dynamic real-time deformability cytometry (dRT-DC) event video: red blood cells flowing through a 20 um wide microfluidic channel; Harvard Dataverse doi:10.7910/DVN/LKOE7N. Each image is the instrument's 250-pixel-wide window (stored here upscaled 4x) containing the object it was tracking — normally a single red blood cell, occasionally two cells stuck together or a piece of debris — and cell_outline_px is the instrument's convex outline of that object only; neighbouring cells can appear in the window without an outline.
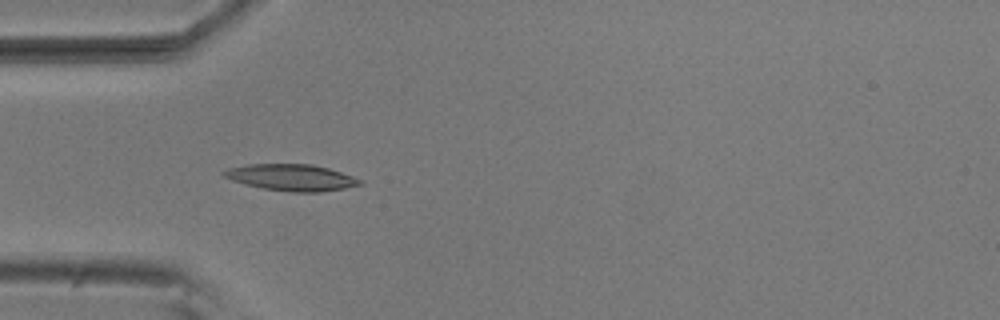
{"species": "common noctule bat (a hibernating species)", "species_latin": "Nyctalus noctula", "temperature_condition": "room temperature", "stored_images_in_passage": 8, "camera_frame_rate_fps": 3000, "um_per_image_px": 0.085, "animal": {"sex": "male", "body_mass_g": 20.5, "forearm_length_mm": 52.5}, "frame": {"image": 1, "passage_image": 4, "time_ms": 1.0, "image_size_px": [1000, 320], "cell_outline_px": [[364, 184], [344, 188], [320, 192], [288, 192], [264, 188], [244, 184], [232, 180], [224, 176], [220, 172], [228, 168], [248, 164], [312, 164], [328, 168], [352, 176], [360, 180]], "centroid_in_image_um": [24.75, 15.08], "position_along_channel_um": 60.3, "area_um2": 20.92}}
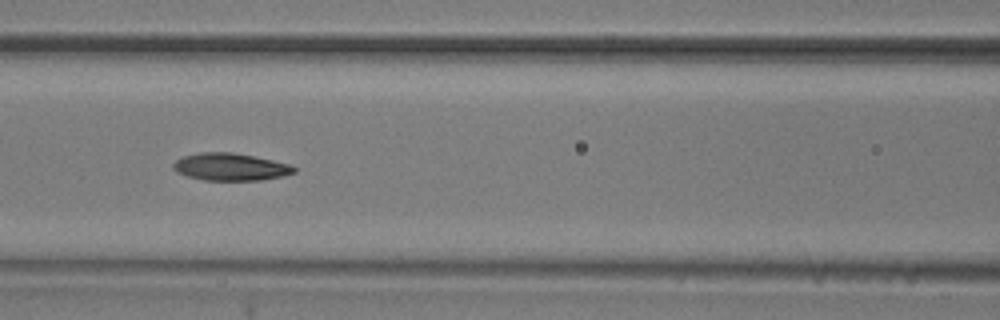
{"frame": {"image": 2, "passage_image": 6, "time_ms": 1.667, "image_size_px": [1000, 320], "cell_outline_px": [[296, 172], [284, 176], [260, 180], [204, 180], [188, 176], [176, 172], [172, 168], [172, 164], [176, 160], [184, 156], [200, 152], [232, 152], [272, 160], [288, 164], [296, 168]], "centroid_in_image_um": [19.57, 14.19], "position_along_channel_um": 147.0, "area_um2": 19.19}}
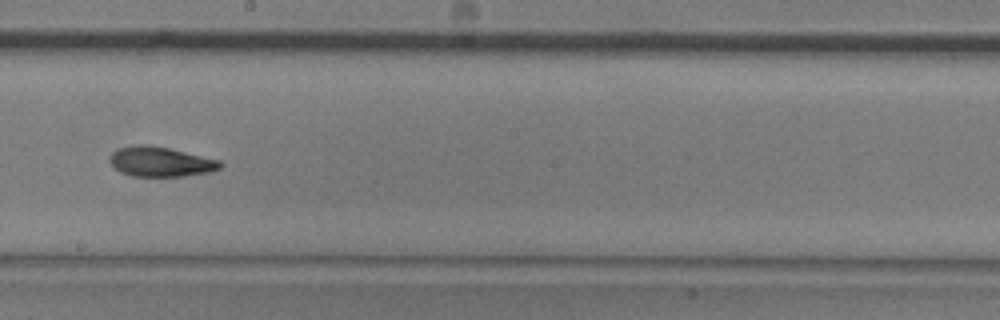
{"frame": {"image": 3, "passage_image": 8, "time_ms": 2.333, "image_size_px": [1000, 320], "cell_outline_px": [[224, 164], [220, 168], [212, 172], [184, 176], [132, 176], [120, 172], [108, 160], [112, 152], [116, 148], [136, 144], [148, 144], [168, 148], [220, 160]], "centroid_in_image_um": [13.64, 13.74], "position_along_channel_um": 234.6, "area_um2": 19.36}}